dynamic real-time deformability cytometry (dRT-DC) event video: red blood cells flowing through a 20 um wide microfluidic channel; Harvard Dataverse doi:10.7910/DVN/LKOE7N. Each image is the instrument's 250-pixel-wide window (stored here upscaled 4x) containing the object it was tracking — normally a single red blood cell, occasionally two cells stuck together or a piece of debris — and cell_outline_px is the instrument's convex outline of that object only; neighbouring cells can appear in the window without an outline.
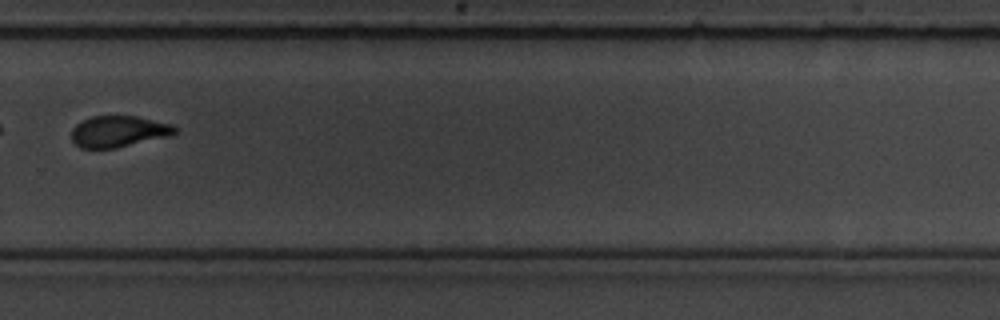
{"species": "common noctule bat (a hibernating species)", "species_latin": "Nyctalus noctula", "temperature_condition": "room temperature", "stored_images_in_passage": 16, "camera_frame_rate_fps": 3000, "um_per_image_px": 0.085, "animal": {"sex": "male", "body_mass_g": 19.5, "forearm_length_mm": 54.6}, "frame": {"image": 1, "passage_image": 12, "time_ms": 13.333, "image_size_px": [1000, 320], "cell_outline_px": [[180, 128], [172, 136], [116, 148], [80, 148], [72, 140], [72, 128], [76, 124], [92, 116], [136, 116], [172, 124]], "centroid_in_image_um": [10.13, 11.18], "position_along_channel_um": 319.7, "area_um2": 19.02}, "authors_computed_cell_mechanics": {"area_um2": 19.5364, "velocity_mm_per_s": 3.7285, "shape_relaxation_time_tau1_ms": 3.6118, "shape_relaxation_time_tau2_ms": 1.7864, "deformation_change_tau1": 0.1417, "deformation_change_tau2": 0.0889}}